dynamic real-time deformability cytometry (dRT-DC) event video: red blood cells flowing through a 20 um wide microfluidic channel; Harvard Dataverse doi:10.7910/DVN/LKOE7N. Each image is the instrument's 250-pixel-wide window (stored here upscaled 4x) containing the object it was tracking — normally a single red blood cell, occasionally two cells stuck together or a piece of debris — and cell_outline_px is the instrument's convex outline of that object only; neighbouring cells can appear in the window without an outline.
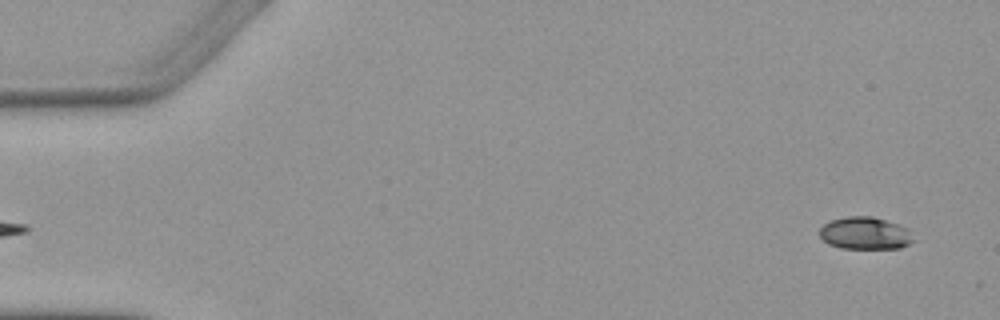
{"species": "Egyptian fruit bat (a non-hibernating species)", "species_latin": "Rousettus aegyptiacus", "temperature_condition": "warm", "stored_images_in_passage": 2, "camera_frame_rate_fps": 3000, "um_per_image_px": 0.085, "animal": {"sex": "female"}, "frame": {"image": 1, "passage_image": 2, "time_ms": 1.0, "image_size_px": [1000, 320], "cell_outline_px": [[912, 240], [908, 244], [900, 248], [840, 248], [828, 244], [820, 236], [820, 228], [824, 224], [832, 220], [848, 216], [872, 216], [900, 224], [908, 228]], "centroid_in_image_um": [73.52, 19.82], "position_along_channel_um": 11.5, "area_um2": 17.57}}